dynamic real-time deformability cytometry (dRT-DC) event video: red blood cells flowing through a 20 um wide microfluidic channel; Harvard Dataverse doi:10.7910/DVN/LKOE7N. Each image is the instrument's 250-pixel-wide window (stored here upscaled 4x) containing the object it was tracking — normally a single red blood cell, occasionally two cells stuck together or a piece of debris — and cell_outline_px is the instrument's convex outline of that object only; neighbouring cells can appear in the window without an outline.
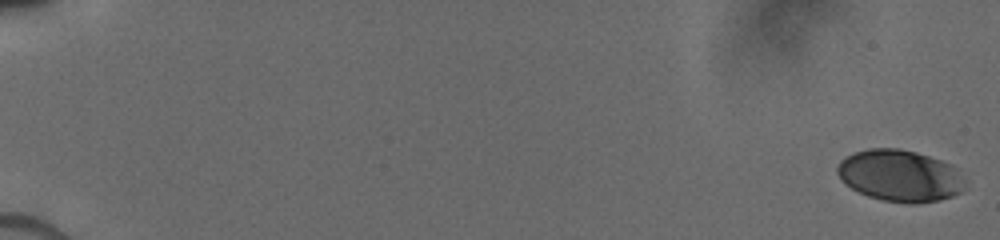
{"species": "human", "species_latin": "Homo sapiens", "temperature_condition": "cold", "stored_images_in_passage": 2, "camera_frame_rate_fps": 3000, "um_per_image_px": 0.085, "donor": {"sex": "male"}, "frame": {"image": 1, "passage_image": 1, "time_ms": 0.0, "image_size_px": [1000, 240], "cell_outline_px": [[968, 180], [964, 188], [960, 192], [952, 196], [940, 200], [916, 204], [908, 204], [884, 200], [868, 196], [852, 188], [836, 172], [836, 168], [840, 160], [844, 156], [868, 148], [896, 148], [916, 152], [952, 164]], "centroid_in_image_um": [76.54, 14.93], "position_along_channel_um": 8.5, "area_um2": 38.67}}